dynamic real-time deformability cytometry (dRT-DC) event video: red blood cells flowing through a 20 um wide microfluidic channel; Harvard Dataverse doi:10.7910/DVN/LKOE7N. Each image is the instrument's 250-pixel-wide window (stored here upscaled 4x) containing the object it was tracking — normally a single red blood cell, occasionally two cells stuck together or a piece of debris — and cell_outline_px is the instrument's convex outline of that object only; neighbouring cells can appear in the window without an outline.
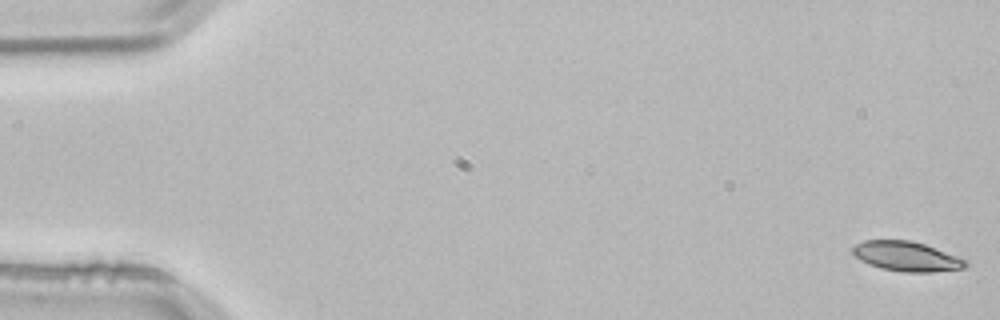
{"species": "common noctule bat (a hibernating species)", "species_latin": "Nyctalus noctula", "temperature_condition": "room temperature", "stored_images_in_passage": 4, "camera_frame_rate_fps": 3000, "um_per_image_px": 0.085, "animal": {"sex": "male", "body_mass_g": 21.5, "forearm_length_mm": 52.0}, "frame": {"image": 1, "passage_image": 1, "time_ms": 0.0, "image_size_px": [1000, 320], "cell_outline_px": [[968, 264], [964, 268], [932, 272], [904, 272], [880, 268], [868, 264], [860, 260], [852, 252], [852, 248], [856, 244], [864, 240], [908, 240], [924, 244], [968, 260]], "centroid_in_image_um": [77.05, 21.79], "position_along_channel_um": 7.9, "area_um2": 19.48}}
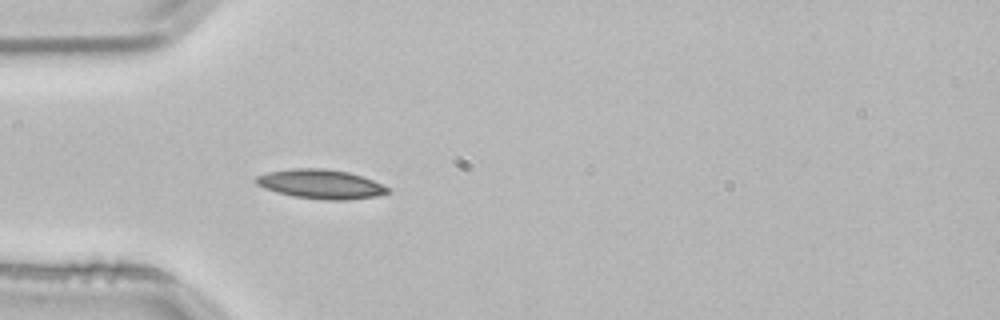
{"frame": {"image": 2, "passage_image": 4, "time_ms": 1.0, "image_size_px": [1000, 320], "cell_outline_px": [[392, 192], [376, 196], [348, 200], [328, 200], [296, 196], [276, 192], [264, 188], [256, 184], [256, 176], [268, 172], [292, 168], [324, 168], [348, 172], [372, 180], [388, 188]], "centroid_in_image_um": [27.26, 15.64], "position_along_channel_um": 57.7, "area_um2": 22.25}}